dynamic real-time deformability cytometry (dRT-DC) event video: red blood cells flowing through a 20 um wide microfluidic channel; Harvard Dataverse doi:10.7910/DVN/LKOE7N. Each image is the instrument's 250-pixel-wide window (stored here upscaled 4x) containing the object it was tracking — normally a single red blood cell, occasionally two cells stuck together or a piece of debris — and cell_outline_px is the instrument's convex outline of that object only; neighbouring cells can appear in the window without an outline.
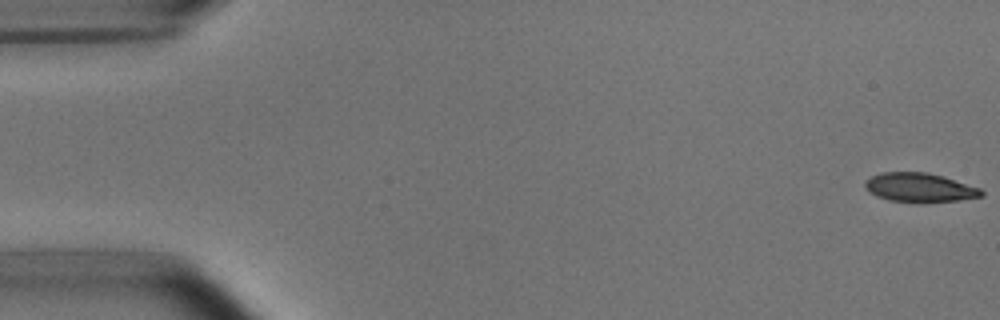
{"species": "common noctule bat (a hibernating species)", "species_latin": "Nyctalus noctula", "temperature_condition": "room temperature", "stored_images_in_passage": 50, "camera_frame_rate_fps": 3000, "um_per_image_px": 0.085, "animal": {"sex": "male", "body_mass_g": 15.6}, "frame": {"image": 1, "passage_image": 1, "time_ms": 0.0, "image_size_px": [1000, 320], "cell_outline_px": [[984, 196], [960, 200], [888, 200], [876, 196], [868, 192], [864, 184], [864, 180], [880, 172], [928, 172], [944, 176], [980, 188], [984, 192]], "centroid_in_image_um": [78.15, 15.9], "position_along_channel_um": 6.9, "area_um2": 19.25}}
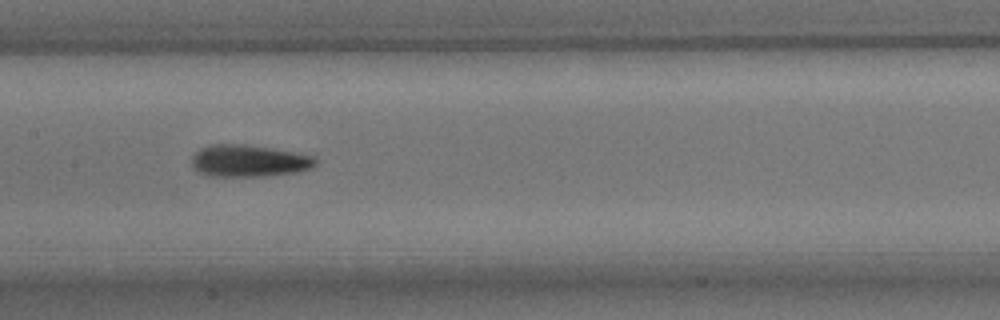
{"frame": {"image": 2, "passage_image": 26, "time_ms": 8.333, "image_size_px": [1000, 320], "cell_outline_px": [[316, 164], [312, 168], [296, 172], [264, 176], [208, 176], [192, 168], [192, 156], [200, 148], [208, 144], [244, 144], [292, 152], [312, 156], [316, 160]], "centroid_in_image_um": [21.1, 13.67], "position_along_channel_um": 186.3, "area_um2": 22.95}}
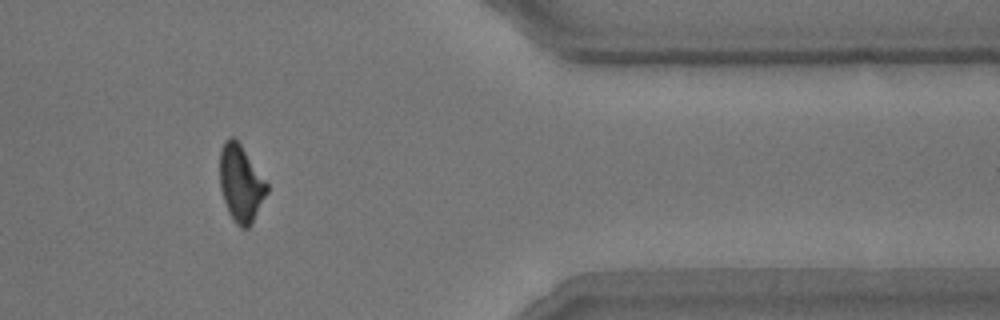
{"frame": {"image": 3, "passage_image": 44, "time_ms": 14.333, "image_size_px": [1000, 320], "cell_outline_px": [[268, 192], [252, 224], [248, 228], [240, 228], [232, 220], [228, 212], [220, 188], [220, 148], [224, 140], [228, 136], [232, 136], [240, 144], [268, 184]], "centroid_in_image_um": [20.46, 15.61], "position_along_channel_um": 390.9, "area_um2": 21.15}}